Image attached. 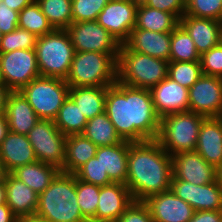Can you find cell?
<instances>
[{"label":"cell","instance_id":"obj_31","mask_svg":"<svg viewBox=\"0 0 222 222\" xmlns=\"http://www.w3.org/2000/svg\"><path fill=\"white\" fill-rule=\"evenodd\" d=\"M87 119L76 103L68 96L54 120L56 127L65 135L82 134Z\"/></svg>","mask_w":222,"mask_h":222},{"label":"cell","instance_id":"obj_7","mask_svg":"<svg viewBox=\"0 0 222 222\" xmlns=\"http://www.w3.org/2000/svg\"><path fill=\"white\" fill-rule=\"evenodd\" d=\"M35 52L40 76L66 79L75 53L66 30L55 29L49 34L39 36Z\"/></svg>","mask_w":222,"mask_h":222},{"label":"cell","instance_id":"obj_42","mask_svg":"<svg viewBox=\"0 0 222 222\" xmlns=\"http://www.w3.org/2000/svg\"><path fill=\"white\" fill-rule=\"evenodd\" d=\"M117 222H154L147 205L134 201L126 208Z\"/></svg>","mask_w":222,"mask_h":222},{"label":"cell","instance_id":"obj_44","mask_svg":"<svg viewBox=\"0 0 222 222\" xmlns=\"http://www.w3.org/2000/svg\"><path fill=\"white\" fill-rule=\"evenodd\" d=\"M19 12L9 8L4 2L0 3V31L8 34L18 27Z\"/></svg>","mask_w":222,"mask_h":222},{"label":"cell","instance_id":"obj_39","mask_svg":"<svg viewBox=\"0 0 222 222\" xmlns=\"http://www.w3.org/2000/svg\"><path fill=\"white\" fill-rule=\"evenodd\" d=\"M77 179L100 187L113 183L107 172H103L100 160L96 157L88 160L75 173Z\"/></svg>","mask_w":222,"mask_h":222},{"label":"cell","instance_id":"obj_8","mask_svg":"<svg viewBox=\"0 0 222 222\" xmlns=\"http://www.w3.org/2000/svg\"><path fill=\"white\" fill-rule=\"evenodd\" d=\"M70 87L63 79L38 76L20 92L28 100L39 119L54 121L69 96Z\"/></svg>","mask_w":222,"mask_h":222},{"label":"cell","instance_id":"obj_23","mask_svg":"<svg viewBox=\"0 0 222 222\" xmlns=\"http://www.w3.org/2000/svg\"><path fill=\"white\" fill-rule=\"evenodd\" d=\"M6 204L18 217L35 216L38 208V198L34 190L24 182L15 178L11 173H7L5 178Z\"/></svg>","mask_w":222,"mask_h":222},{"label":"cell","instance_id":"obj_21","mask_svg":"<svg viewBox=\"0 0 222 222\" xmlns=\"http://www.w3.org/2000/svg\"><path fill=\"white\" fill-rule=\"evenodd\" d=\"M0 158L7 173H11L17 167L37 161L27 135L12 131H9L0 144Z\"/></svg>","mask_w":222,"mask_h":222},{"label":"cell","instance_id":"obj_14","mask_svg":"<svg viewBox=\"0 0 222 222\" xmlns=\"http://www.w3.org/2000/svg\"><path fill=\"white\" fill-rule=\"evenodd\" d=\"M173 193L188 203L194 211H222V188L216 182L195 185L179 179H172Z\"/></svg>","mask_w":222,"mask_h":222},{"label":"cell","instance_id":"obj_10","mask_svg":"<svg viewBox=\"0 0 222 222\" xmlns=\"http://www.w3.org/2000/svg\"><path fill=\"white\" fill-rule=\"evenodd\" d=\"M0 73L5 86L11 91H20L40 76L35 50L0 53Z\"/></svg>","mask_w":222,"mask_h":222},{"label":"cell","instance_id":"obj_19","mask_svg":"<svg viewBox=\"0 0 222 222\" xmlns=\"http://www.w3.org/2000/svg\"><path fill=\"white\" fill-rule=\"evenodd\" d=\"M172 33L133 29L124 43L131 51L170 62Z\"/></svg>","mask_w":222,"mask_h":222},{"label":"cell","instance_id":"obj_2","mask_svg":"<svg viewBox=\"0 0 222 222\" xmlns=\"http://www.w3.org/2000/svg\"><path fill=\"white\" fill-rule=\"evenodd\" d=\"M127 168L125 185L134 201H145L171 188L172 158L157 140L130 142Z\"/></svg>","mask_w":222,"mask_h":222},{"label":"cell","instance_id":"obj_1","mask_svg":"<svg viewBox=\"0 0 222 222\" xmlns=\"http://www.w3.org/2000/svg\"><path fill=\"white\" fill-rule=\"evenodd\" d=\"M105 112L122 140H156L161 118L156 113L150 89L125 85L118 81L108 86Z\"/></svg>","mask_w":222,"mask_h":222},{"label":"cell","instance_id":"obj_17","mask_svg":"<svg viewBox=\"0 0 222 222\" xmlns=\"http://www.w3.org/2000/svg\"><path fill=\"white\" fill-rule=\"evenodd\" d=\"M153 105L160 118L189 111V89L168 76L150 89Z\"/></svg>","mask_w":222,"mask_h":222},{"label":"cell","instance_id":"obj_50","mask_svg":"<svg viewBox=\"0 0 222 222\" xmlns=\"http://www.w3.org/2000/svg\"><path fill=\"white\" fill-rule=\"evenodd\" d=\"M17 222H49V221L39 218L37 216H27V217L18 218Z\"/></svg>","mask_w":222,"mask_h":222},{"label":"cell","instance_id":"obj_27","mask_svg":"<svg viewBox=\"0 0 222 222\" xmlns=\"http://www.w3.org/2000/svg\"><path fill=\"white\" fill-rule=\"evenodd\" d=\"M61 172L57 167L35 161L24 166L17 167L11 174L24 182L37 194L42 193Z\"/></svg>","mask_w":222,"mask_h":222},{"label":"cell","instance_id":"obj_15","mask_svg":"<svg viewBox=\"0 0 222 222\" xmlns=\"http://www.w3.org/2000/svg\"><path fill=\"white\" fill-rule=\"evenodd\" d=\"M173 178L195 185L210 184L215 181L216 168L210 165L196 151L181 152L171 156Z\"/></svg>","mask_w":222,"mask_h":222},{"label":"cell","instance_id":"obj_51","mask_svg":"<svg viewBox=\"0 0 222 222\" xmlns=\"http://www.w3.org/2000/svg\"><path fill=\"white\" fill-rule=\"evenodd\" d=\"M6 203V185L5 180L0 182V205Z\"/></svg>","mask_w":222,"mask_h":222},{"label":"cell","instance_id":"obj_57","mask_svg":"<svg viewBox=\"0 0 222 222\" xmlns=\"http://www.w3.org/2000/svg\"><path fill=\"white\" fill-rule=\"evenodd\" d=\"M0 83H3L2 78H1V73H0Z\"/></svg>","mask_w":222,"mask_h":222},{"label":"cell","instance_id":"obj_30","mask_svg":"<svg viewBox=\"0 0 222 222\" xmlns=\"http://www.w3.org/2000/svg\"><path fill=\"white\" fill-rule=\"evenodd\" d=\"M82 134L98 147L118 145L123 141L106 112L88 120Z\"/></svg>","mask_w":222,"mask_h":222},{"label":"cell","instance_id":"obj_25","mask_svg":"<svg viewBox=\"0 0 222 222\" xmlns=\"http://www.w3.org/2000/svg\"><path fill=\"white\" fill-rule=\"evenodd\" d=\"M130 141L118 145L98 147L95 157L100 160L103 172H107L113 183H126L128 175L127 156Z\"/></svg>","mask_w":222,"mask_h":222},{"label":"cell","instance_id":"obj_38","mask_svg":"<svg viewBox=\"0 0 222 222\" xmlns=\"http://www.w3.org/2000/svg\"><path fill=\"white\" fill-rule=\"evenodd\" d=\"M184 15L222 21V0H186Z\"/></svg>","mask_w":222,"mask_h":222},{"label":"cell","instance_id":"obj_5","mask_svg":"<svg viewBox=\"0 0 222 222\" xmlns=\"http://www.w3.org/2000/svg\"><path fill=\"white\" fill-rule=\"evenodd\" d=\"M117 81L128 86L151 89L168 74V61L131 51L125 44L119 48Z\"/></svg>","mask_w":222,"mask_h":222},{"label":"cell","instance_id":"obj_41","mask_svg":"<svg viewBox=\"0 0 222 222\" xmlns=\"http://www.w3.org/2000/svg\"><path fill=\"white\" fill-rule=\"evenodd\" d=\"M203 75L222 78V46L218 44L200 55Z\"/></svg>","mask_w":222,"mask_h":222},{"label":"cell","instance_id":"obj_36","mask_svg":"<svg viewBox=\"0 0 222 222\" xmlns=\"http://www.w3.org/2000/svg\"><path fill=\"white\" fill-rule=\"evenodd\" d=\"M202 75L200 61L168 62L167 76L188 89L191 88Z\"/></svg>","mask_w":222,"mask_h":222},{"label":"cell","instance_id":"obj_16","mask_svg":"<svg viewBox=\"0 0 222 222\" xmlns=\"http://www.w3.org/2000/svg\"><path fill=\"white\" fill-rule=\"evenodd\" d=\"M143 202L154 222H188L195 212L192 206L177 197L171 189L150 196Z\"/></svg>","mask_w":222,"mask_h":222},{"label":"cell","instance_id":"obj_3","mask_svg":"<svg viewBox=\"0 0 222 222\" xmlns=\"http://www.w3.org/2000/svg\"><path fill=\"white\" fill-rule=\"evenodd\" d=\"M35 216L49 222H88L77 202L74 174L60 172L39 194Z\"/></svg>","mask_w":222,"mask_h":222},{"label":"cell","instance_id":"obj_29","mask_svg":"<svg viewBox=\"0 0 222 222\" xmlns=\"http://www.w3.org/2000/svg\"><path fill=\"white\" fill-rule=\"evenodd\" d=\"M107 87H73L69 97L76 103L87 120L105 112Z\"/></svg>","mask_w":222,"mask_h":222},{"label":"cell","instance_id":"obj_47","mask_svg":"<svg viewBox=\"0 0 222 222\" xmlns=\"http://www.w3.org/2000/svg\"><path fill=\"white\" fill-rule=\"evenodd\" d=\"M34 0H3L11 9L20 12L24 7L31 4Z\"/></svg>","mask_w":222,"mask_h":222},{"label":"cell","instance_id":"obj_40","mask_svg":"<svg viewBox=\"0 0 222 222\" xmlns=\"http://www.w3.org/2000/svg\"><path fill=\"white\" fill-rule=\"evenodd\" d=\"M110 0H72L73 23L96 21L98 14Z\"/></svg>","mask_w":222,"mask_h":222},{"label":"cell","instance_id":"obj_52","mask_svg":"<svg viewBox=\"0 0 222 222\" xmlns=\"http://www.w3.org/2000/svg\"><path fill=\"white\" fill-rule=\"evenodd\" d=\"M215 181L221 186L222 188V164L216 167V175Z\"/></svg>","mask_w":222,"mask_h":222},{"label":"cell","instance_id":"obj_35","mask_svg":"<svg viewBox=\"0 0 222 222\" xmlns=\"http://www.w3.org/2000/svg\"><path fill=\"white\" fill-rule=\"evenodd\" d=\"M76 194L83 217L88 222H96L100 186L86 183L76 178Z\"/></svg>","mask_w":222,"mask_h":222},{"label":"cell","instance_id":"obj_32","mask_svg":"<svg viewBox=\"0 0 222 222\" xmlns=\"http://www.w3.org/2000/svg\"><path fill=\"white\" fill-rule=\"evenodd\" d=\"M200 61V54L194 41L179 24L172 32L170 62Z\"/></svg>","mask_w":222,"mask_h":222},{"label":"cell","instance_id":"obj_34","mask_svg":"<svg viewBox=\"0 0 222 222\" xmlns=\"http://www.w3.org/2000/svg\"><path fill=\"white\" fill-rule=\"evenodd\" d=\"M18 27L35 34L37 37L55 30L41 11L36 0L19 12Z\"/></svg>","mask_w":222,"mask_h":222},{"label":"cell","instance_id":"obj_9","mask_svg":"<svg viewBox=\"0 0 222 222\" xmlns=\"http://www.w3.org/2000/svg\"><path fill=\"white\" fill-rule=\"evenodd\" d=\"M37 161L62 170L65 160L66 138L52 120L39 119L27 133Z\"/></svg>","mask_w":222,"mask_h":222},{"label":"cell","instance_id":"obj_43","mask_svg":"<svg viewBox=\"0 0 222 222\" xmlns=\"http://www.w3.org/2000/svg\"><path fill=\"white\" fill-rule=\"evenodd\" d=\"M151 8L174 14L179 20L185 13L186 0H144Z\"/></svg>","mask_w":222,"mask_h":222},{"label":"cell","instance_id":"obj_4","mask_svg":"<svg viewBox=\"0 0 222 222\" xmlns=\"http://www.w3.org/2000/svg\"><path fill=\"white\" fill-rule=\"evenodd\" d=\"M119 53L75 52L65 82L73 87H108L117 81Z\"/></svg>","mask_w":222,"mask_h":222},{"label":"cell","instance_id":"obj_56","mask_svg":"<svg viewBox=\"0 0 222 222\" xmlns=\"http://www.w3.org/2000/svg\"><path fill=\"white\" fill-rule=\"evenodd\" d=\"M137 3H142L144 0H134Z\"/></svg>","mask_w":222,"mask_h":222},{"label":"cell","instance_id":"obj_26","mask_svg":"<svg viewBox=\"0 0 222 222\" xmlns=\"http://www.w3.org/2000/svg\"><path fill=\"white\" fill-rule=\"evenodd\" d=\"M98 146L83 134L66 138L65 160L61 172L74 174L88 160L95 157Z\"/></svg>","mask_w":222,"mask_h":222},{"label":"cell","instance_id":"obj_37","mask_svg":"<svg viewBox=\"0 0 222 222\" xmlns=\"http://www.w3.org/2000/svg\"><path fill=\"white\" fill-rule=\"evenodd\" d=\"M37 38L35 34L17 27L14 31L3 35L1 53L25 49L35 50Z\"/></svg>","mask_w":222,"mask_h":222},{"label":"cell","instance_id":"obj_24","mask_svg":"<svg viewBox=\"0 0 222 222\" xmlns=\"http://www.w3.org/2000/svg\"><path fill=\"white\" fill-rule=\"evenodd\" d=\"M196 152L215 168L222 164V121L206 118L200 127Z\"/></svg>","mask_w":222,"mask_h":222},{"label":"cell","instance_id":"obj_12","mask_svg":"<svg viewBox=\"0 0 222 222\" xmlns=\"http://www.w3.org/2000/svg\"><path fill=\"white\" fill-rule=\"evenodd\" d=\"M138 4L132 0H110L98 14L96 21L120 45L124 44L135 28Z\"/></svg>","mask_w":222,"mask_h":222},{"label":"cell","instance_id":"obj_48","mask_svg":"<svg viewBox=\"0 0 222 222\" xmlns=\"http://www.w3.org/2000/svg\"><path fill=\"white\" fill-rule=\"evenodd\" d=\"M11 90L5 86L3 83H0V115L5 114L6 100Z\"/></svg>","mask_w":222,"mask_h":222},{"label":"cell","instance_id":"obj_11","mask_svg":"<svg viewBox=\"0 0 222 222\" xmlns=\"http://www.w3.org/2000/svg\"><path fill=\"white\" fill-rule=\"evenodd\" d=\"M65 30L75 52L119 53L120 44L97 21L72 23Z\"/></svg>","mask_w":222,"mask_h":222},{"label":"cell","instance_id":"obj_46","mask_svg":"<svg viewBox=\"0 0 222 222\" xmlns=\"http://www.w3.org/2000/svg\"><path fill=\"white\" fill-rule=\"evenodd\" d=\"M18 217L11 211L5 203L0 205V222H17Z\"/></svg>","mask_w":222,"mask_h":222},{"label":"cell","instance_id":"obj_18","mask_svg":"<svg viewBox=\"0 0 222 222\" xmlns=\"http://www.w3.org/2000/svg\"><path fill=\"white\" fill-rule=\"evenodd\" d=\"M132 202L133 198L125 184L111 183L100 187L96 222H117Z\"/></svg>","mask_w":222,"mask_h":222},{"label":"cell","instance_id":"obj_6","mask_svg":"<svg viewBox=\"0 0 222 222\" xmlns=\"http://www.w3.org/2000/svg\"><path fill=\"white\" fill-rule=\"evenodd\" d=\"M205 119L191 111L166 115L160 120L156 140L170 156L195 151L199 130Z\"/></svg>","mask_w":222,"mask_h":222},{"label":"cell","instance_id":"obj_55","mask_svg":"<svg viewBox=\"0 0 222 222\" xmlns=\"http://www.w3.org/2000/svg\"><path fill=\"white\" fill-rule=\"evenodd\" d=\"M2 37H3V34H2V32L0 31V53H1V40H2Z\"/></svg>","mask_w":222,"mask_h":222},{"label":"cell","instance_id":"obj_49","mask_svg":"<svg viewBox=\"0 0 222 222\" xmlns=\"http://www.w3.org/2000/svg\"><path fill=\"white\" fill-rule=\"evenodd\" d=\"M9 126L5 114L0 115V144L9 133Z\"/></svg>","mask_w":222,"mask_h":222},{"label":"cell","instance_id":"obj_28","mask_svg":"<svg viewBox=\"0 0 222 222\" xmlns=\"http://www.w3.org/2000/svg\"><path fill=\"white\" fill-rule=\"evenodd\" d=\"M178 25L179 19L174 14L151 8L143 2L138 4L135 29L172 33Z\"/></svg>","mask_w":222,"mask_h":222},{"label":"cell","instance_id":"obj_54","mask_svg":"<svg viewBox=\"0 0 222 222\" xmlns=\"http://www.w3.org/2000/svg\"><path fill=\"white\" fill-rule=\"evenodd\" d=\"M219 44L222 46V29L220 31V41H219Z\"/></svg>","mask_w":222,"mask_h":222},{"label":"cell","instance_id":"obj_53","mask_svg":"<svg viewBox=\"0 0 222 222\" xmlns=\"http://www.w3.org/2000/svg\"><path fill=\"white\" fill-rule=\"evenodd\" d=\"M6 175H7V172L4 168L2 160L0 158V182L5 180Z\"/></svg>","mask_w":222,"mask_h":222},{"label":"cell","instance_id":"obj_20","mask_svg":"<svg viewBox=\"0 0 222 222\" xmlns=\"http://www.w3.org/2000/svg\"><path fill=\"white\" fill-rule=\"evenodd\" d=\"M179 24L192 38L200 55L219 44L222 21L183 15Z\"/></svg>","mask_w":222,"mask_h":222},{"label":"cell","instance_id":"obj_33","mask_svg":"<svg viewBox=\"0 0 222 222\" xmlns=\"http://www.w3.org/2000/svg\"><path fill=\"white\" fill-rule=\"evenodd\" d=\"M52 27L65 30L73 23L72 0H36Z\"/></svg>","mask_w":222,"mask_h":222},{"label":"cell","instance_id":"obj_22","mask_svg":"<svg viewBox=\"0 0 222 222\" xmlns=\"http://www.w3.org/2000/svg\"><path fill=\"white\" fill-rule=\"evenodd\" d=\"M5 116L9 130L21 135H27L39 121L35 111L20 91L9 93L6 100Z\"/></svg>","mask_w":222,"mask_h":222},{"label":"cell","instance_id":"obj_13","mask_svg":"<svg viewBox=\"0 0 222 222\" xmlns=\"http://www.w3.org/2000/svg\"><path fill=\"white\" fill-rule=\"evenodd\" d=\"M189 111L206 118H219L222 114V78L202 75L189 88Z\"/></svg>","mask_w":222,"mask_h":222},{"label":"cell","instance_id":"obj_45","mask_svg":"<svg viewBox=\"0 0 222 222\" xmlns=\"http://www.w3.org/2000/svg\"><path fill=\"white\" fill-rule=\"evenodd\" d=\"M188 222H222V211H195Z\"/></svg>","mask_w":222,"mask_h":222}]
</instances>
